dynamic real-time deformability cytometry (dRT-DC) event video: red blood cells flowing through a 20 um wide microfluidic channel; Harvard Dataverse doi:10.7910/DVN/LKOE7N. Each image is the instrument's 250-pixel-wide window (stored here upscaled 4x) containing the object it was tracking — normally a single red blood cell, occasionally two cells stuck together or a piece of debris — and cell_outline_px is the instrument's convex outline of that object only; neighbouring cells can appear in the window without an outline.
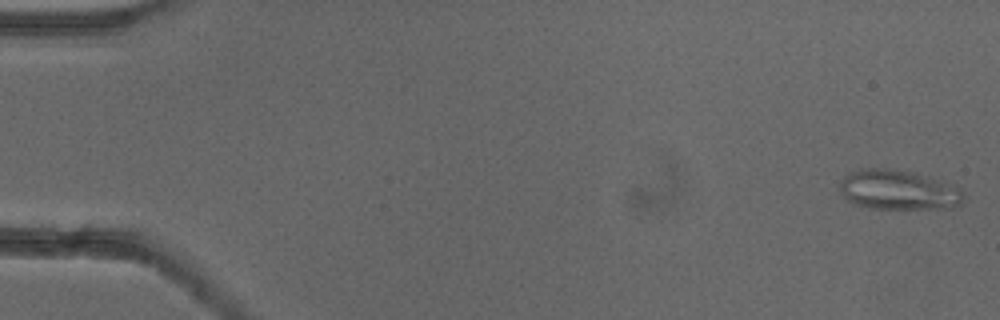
{"species": "common noctule bat (a hibernating species)", "species_latin": "Nyctalus noctula", "temperature_condition": "cold", "stored_images_in_passage": 52, "camera_frame_rate_fps": 3000, "um_per_image_px": 0.085, "animal": {"sex": "female"}, "frame": {"image": 1, "passage_image": 1, "time_ms": 0.0, "image_size_px": [1000, 320], "cell_outline_px": [[964, 204], [948, 208], [868, 208], [856, 204], [848, 200], [840, 192], [840, 180], [848, 172], [860, 168], [884, 168], [908, 172], [928, 176], [940, 180], [960, 188], [964, 192]], "centroid_in_image_um": [76.36, 16.14], "position_along_channel_um": 8.6, "area_um2": 28.73}}
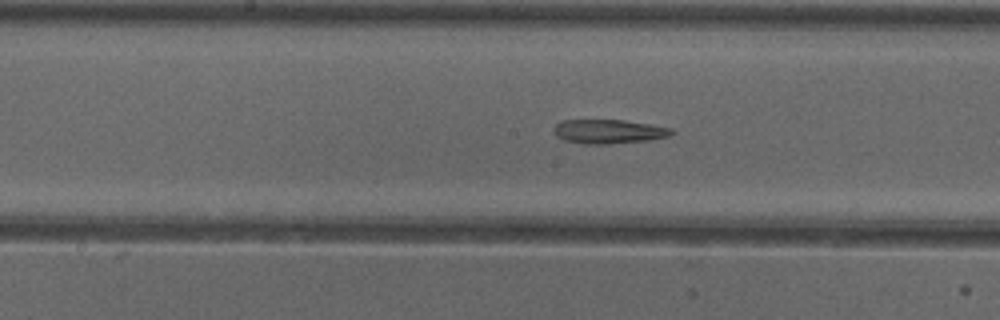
{"frame": {"image": 2, "passage_image": 27, "time_ms": 8.667, "image_size_px": [1000, 320], "cell_outline_px": [[676, 132], [668, 136], [648, 140], [608, 144], [584, 144], [564, 140], [556, 136], [552, 132], [552, 128], [556, 124], [564, 120], [624, 120], [672, 128]], "centroid_in_image_um": [51.7, 11.18], "position_along_channel_um": 196.5, "area_um2": 16.59}}
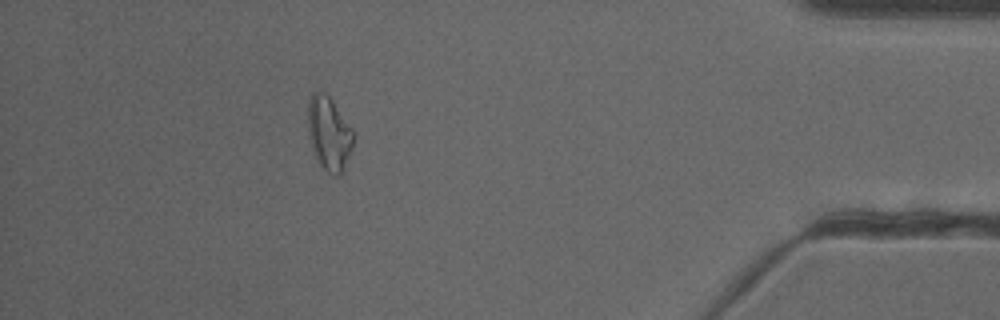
{"frame": {"image": 3, "passage_image": 47, "time_ms": 15.333, "image_size_px": [1000, 320], "cell_outline_px": [[352, 148], [340, 172], [336, 176], [332, 176], [320, 164], [312, 152], [308, 136], [308, 96], [312, 92], [324, 92], [332, 100], [352, 128]], "centroid_in_image_um": [27.91, 11.3], "position_along_channel_um": 407.3, "area_um2": 19.31}, "authors_computed_cell_mechanics": {"area_um2": 19.1896, "velocity_mm_per_s": 3.9076, "shape_relaxation_time_tau1_ms": null, "shape_relaxation_time_tau2_ms": 8.6846, "deformation_change_tau1": null, "deformation_change_tau2": 0.2519}}